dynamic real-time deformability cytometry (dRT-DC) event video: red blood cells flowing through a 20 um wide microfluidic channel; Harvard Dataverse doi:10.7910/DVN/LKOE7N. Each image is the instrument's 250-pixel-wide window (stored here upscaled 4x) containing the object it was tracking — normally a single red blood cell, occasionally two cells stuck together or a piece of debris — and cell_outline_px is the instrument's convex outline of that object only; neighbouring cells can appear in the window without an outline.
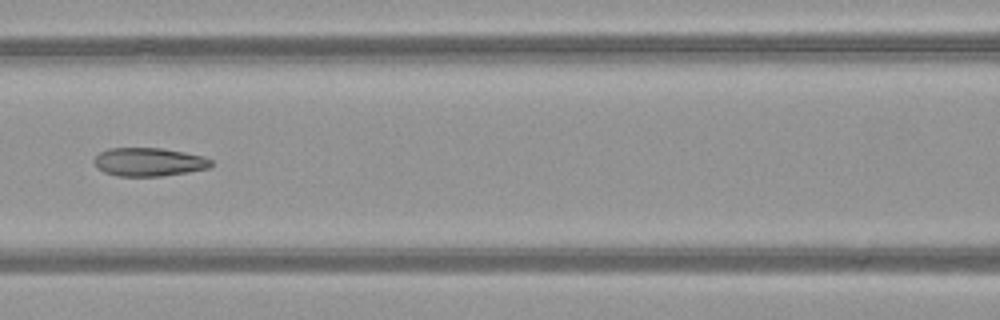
{"species": "common noctule bat (a hibernating species)", "species_latin": "Nyctalus noctula", "temperature_condition": "warm", "stored_images_in_passage": 5, "camera_frame_rate_fps": 3000, "um_per_image_px": 0.085, "animal": {"sex": "female", "body_mass_g": 21.9}, "frame": {"image": 1, "passage_image": 5, "time_ms": 1.333, "image_size_px": [1000, 320], "cell_outline_px": [[212, 164], [208, 168], [188, 172], [160, 176], [116, 176], [104, 172], [96, 168], [92, 160], [100, 152], [108, 148], [160, 148], [184, 152], [204, 156], [212, 160]], "centroid_in_image_um": [12.62, 13.77], "position_along_channel_um": 154.0, "area_um2": 19.48}}